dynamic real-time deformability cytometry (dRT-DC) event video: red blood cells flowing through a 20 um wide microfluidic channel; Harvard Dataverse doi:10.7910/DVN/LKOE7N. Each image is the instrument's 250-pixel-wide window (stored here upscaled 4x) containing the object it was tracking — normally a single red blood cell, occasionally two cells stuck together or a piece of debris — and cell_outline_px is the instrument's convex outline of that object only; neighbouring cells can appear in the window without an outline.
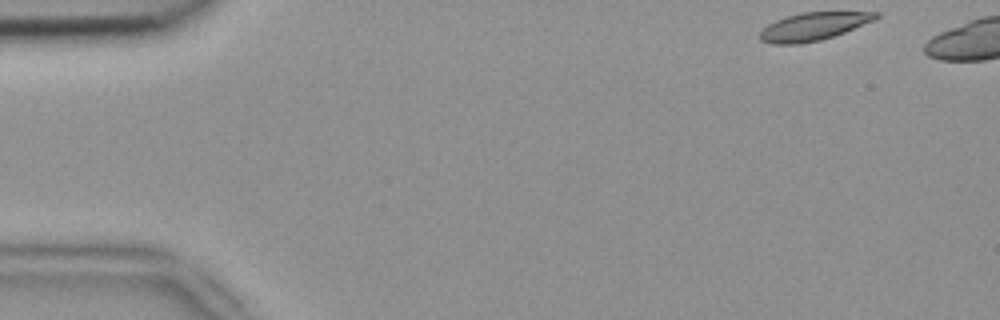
{"species": "common noctule bat (a hibernating species)", "species_latin": "Nyctalus noctula", "temperature_condition": "room temperature", "stored_images_in_passage": 4, "camera_frame_rate_fps": 3000, "um_per_image_px": 0.085, "animal": {"sex": "female", "body_mass_g": 18.4}, "frame": {"image": 1, "passage_image": 1, "time_ms": 0.0, "image_size_px": [1000, 320], "cell_outline_px": [[880, 16], [876, 20], [844, 32], [820, 40], [800, 44], [772, 44], [760, 40], [756, 36], [768, 24], [776, 20], [800, 12], [880, 12]], "centroid_in_image_um": [69.13, 2.25], "position_along_channel_um": 15.9, "area_um2": 18.9}}